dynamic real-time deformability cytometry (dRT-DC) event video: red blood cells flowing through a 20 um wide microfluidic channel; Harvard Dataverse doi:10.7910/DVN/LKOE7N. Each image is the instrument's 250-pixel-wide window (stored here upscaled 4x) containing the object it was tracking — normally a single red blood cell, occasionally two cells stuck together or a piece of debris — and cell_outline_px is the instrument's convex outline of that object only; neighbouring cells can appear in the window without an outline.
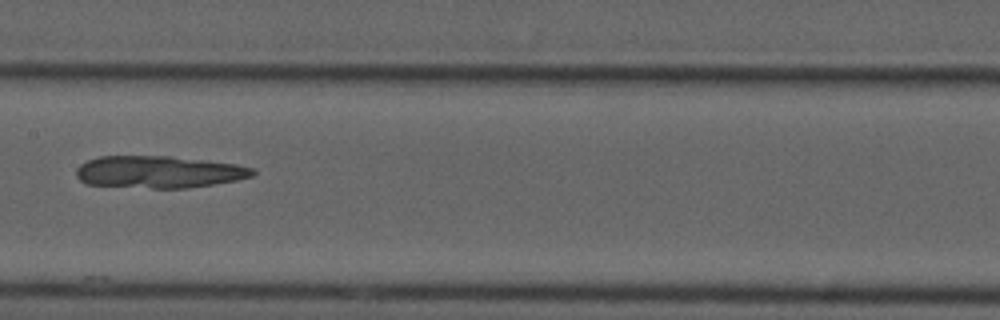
{"species": "common noctule bat (a hibernating species)", "species_latin": "Nyctalus noctula", "temperature_condition": "cold", "stored_images_in_passage": 47, "camera_frame_rate_fps": 3000, "um_per_image_px": 0.085, "animal": {"sex": "male", "forearm_length_mm": 52.5}, "frame": {"image": 1, "passage_image": 21, "time_ms": 6.667, "image_size_px": [1000, 320], "cell_outline_px": [[256, 172], [252, 176], [236, 180], [188, 188], [152, 188], [88, 184], [80, 180], [76, 176], [76, 168], [80, 164], [88, 160], [100, 156], [168, 156], [236, 164], [252, 168]], "centroid_in_image_um": [13.47, 14.61], "position_along_channel_um": 193.9, "area_um2": 32.77}}
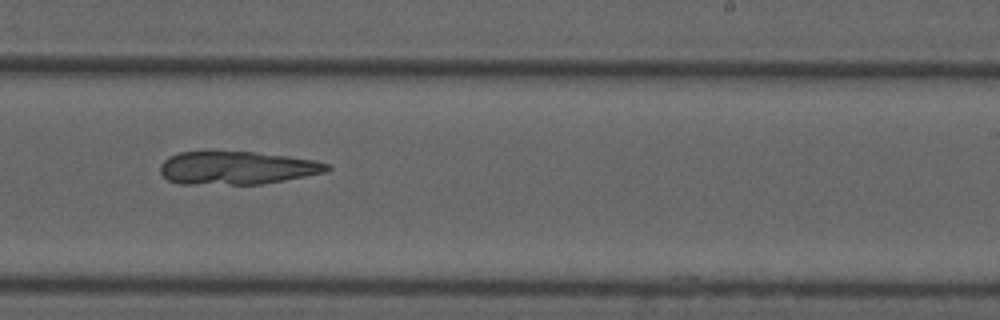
{"frame": {"image": 2, "passage_image": 27, "time_ms": 8.667, "image_size_px": [1000, 320], "cell_outline_px": [[332, 168], [328, 172], [284, 180], [260, 184], [180, 184], [168, 180], [160, 172], [160, 164], [168, 156], [180, 152], [204, 148], [252, 152], [288, 156], [312, 160], [332, 164]], "centroid_in_image_um": [20.08, 14.23], "position_along_channel_um": 268.9, "area_um2": 33.23}}
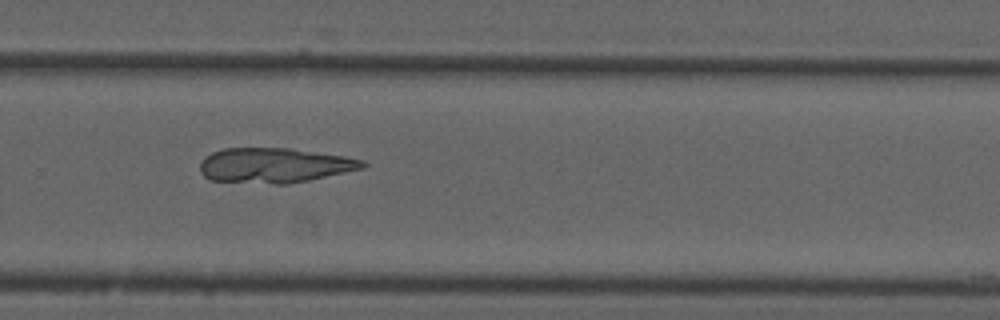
{"frame": {"image": 3, "passage_image": 30, "time_ms": 9.667, "image_size_px": [1000, 320], "cell_outline_px": [[368, 164], [364, 168], [308, 180], [288, 184], [272, 184], [208, 180], [200, 172], [200, 160], [204, 156], [212, 152], [224, 148], [288, 148], [344, 156], [364, 160]], "centroid_in_image_um": [23.29, 14.05], "position_along_channel_um": 306.5, "area_um2": 33.18}}